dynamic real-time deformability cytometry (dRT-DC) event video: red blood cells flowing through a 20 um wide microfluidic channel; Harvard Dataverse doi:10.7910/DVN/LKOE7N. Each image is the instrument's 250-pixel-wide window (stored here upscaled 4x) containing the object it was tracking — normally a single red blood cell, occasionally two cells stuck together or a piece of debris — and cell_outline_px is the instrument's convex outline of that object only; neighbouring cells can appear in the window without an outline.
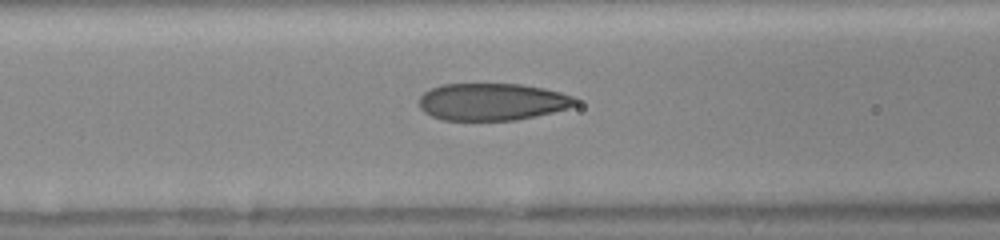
{"species": "human", "species_latin": "Homo sapiens", "temperature_condition": "room temperature", "stored_images_in_passage": 28, "camera_frame_rate_fps": 3000, "um_per_image_px": 0.085, "donor": {"sex": "female"}, "frame": {"image": 1, "passage_image": 5, "time_ms": 1.333, "image_size_px": [1000, 240], "cell_outline_px": [[580, 100], [576, 104], [568, 108], [536, 116], [516, 120], [444, 120], [432, 116], [424, 112], [420, 108], [420, 96], [424, 92], [440, 84], [520, 84], [544, 88], [560, 92], [572, 96]], "centroid_in_image_um": [41.84, 8.65], "position_along_channel_um": 124.8, "area_um2": 33.87}}
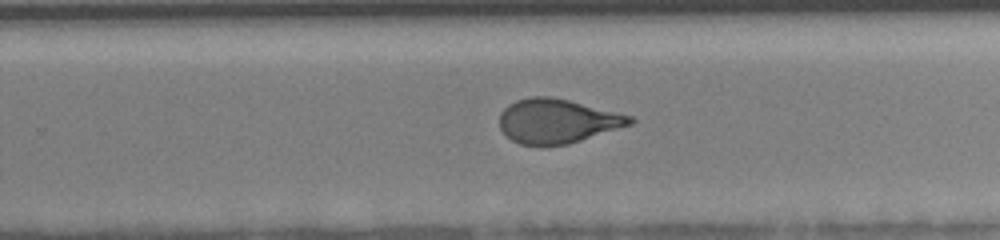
{"frame": {"image": 2, "passage_image": 16, "time_ms": 5.0, "image_size_px": [1000, 240], "cell_outline_px": [[636, 120], [632, 124], [568, 144], [520, 144], [512, 140], [500, 128], [500, 112], [508, 104], [516, 100], [532, 96], [552, 96], [632, 116]], "centroid_in_image_um": [47.36, 10.27], "position_along_channel_um": 282.4, "area_um2": 33.23}}
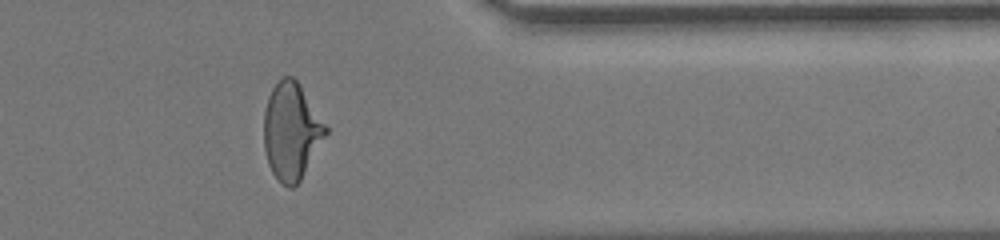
{"frame": {"image": 3, "passage_image": 24, "time_ms": 7.667, "image_size_px": [1000, 240], "cell_outline_px": [[328, 132], [300, 180], [292, 188], [288, 188], [272, 172], [268, 164], [264, 148], [264, 112], [268, 96], [272, 88], [284, 76], [292, 76], [300, 84], [328, 128]], "centroid_in_image_um": [24.76, 11.14], "position_along_channel_um": 386.6, "area_um2": 34.56}}